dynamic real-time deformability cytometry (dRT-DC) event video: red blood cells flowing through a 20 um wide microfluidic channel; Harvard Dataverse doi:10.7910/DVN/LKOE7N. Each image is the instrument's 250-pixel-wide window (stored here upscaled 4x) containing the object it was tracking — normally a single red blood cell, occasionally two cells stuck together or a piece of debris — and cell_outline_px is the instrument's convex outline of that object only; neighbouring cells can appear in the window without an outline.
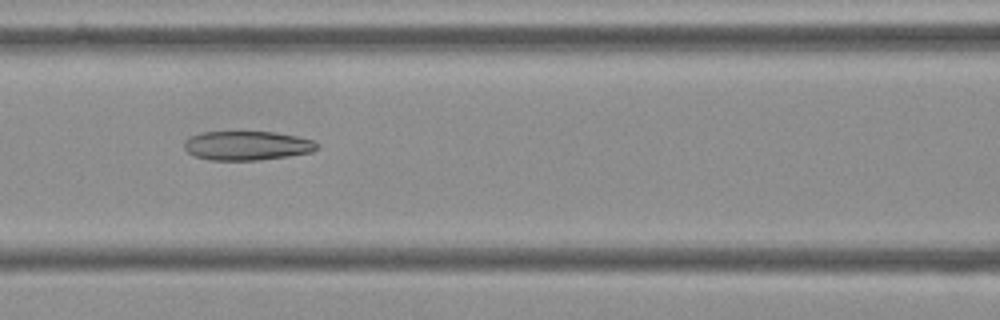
{"species": "Egyptian fruit bat (a non-hibernating species)", "species_latin": "Rousettus aegyptiacus", "temperature_condition": "cold", "stored_images_in_passage": 27, "camera_frame_rate_fps": 3000, "um_per_image_px": 0.085, "frame": {"image": 1, "passage_image": 10, "time_ms": 3.0, "image_size_px": [1000, 320], "cell_outline_px": [[316, 148], [312, 152], [288, 156], [256, 160], [208, 160], [196, 156], [188, 152], [184, 148], [184, 140], [200, 132], [276, 132], [296, 136], [312, 140], [316, 144]], "centroid_in_image_um": [20.96, 12.37], "position_along_channel_um": 145.6, "area_um2": 22.37}}
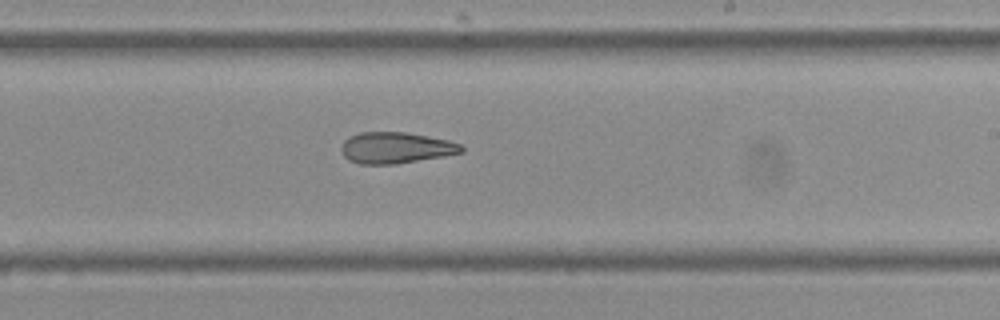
{"frame": {"image": 2, "passage_image": 19, "time_ms": 6.0, "image_size_px": [1000, 320], "cell_outline_px": [[464, 152], [444, 156], [396, 164], [360, 164], [348, 160], [344, 156], [340, 148], [340, 144], [348, 136], [360, 132], [408, 132], [448, 140], [460, 144], [464, 148]], "centroid_in_image_um": [33.61, 12.56], "position_along_channel_um": 255.4, "area_um2": 22.08}}
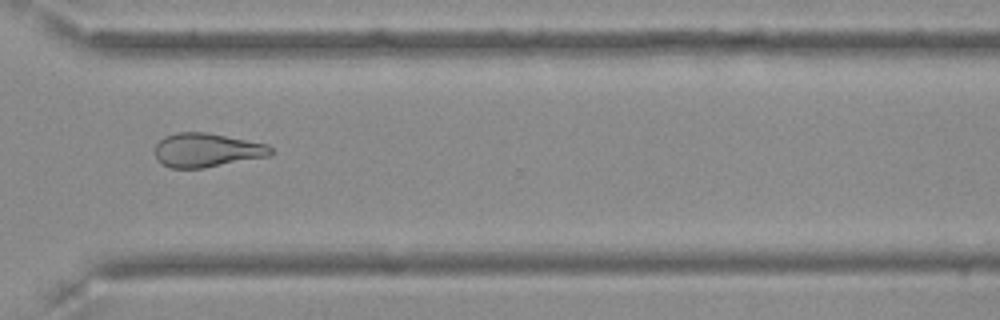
{"frame": {"image": 3, "passage_image": 27, "time_ms": 8.667, "image_size_px": [1000, 320], "cell_outline_px": [[272, 152], [268, 156], [204, 168], [172, 168], [156, 160], [156, 144], [164, 136], [176, 132], [204, 132], [268, 144], [272, 148]], "centroid_in_image_um": [17.56, 12.76], "position_along_channel_um": 353.0, "area_um2": 22.72}}